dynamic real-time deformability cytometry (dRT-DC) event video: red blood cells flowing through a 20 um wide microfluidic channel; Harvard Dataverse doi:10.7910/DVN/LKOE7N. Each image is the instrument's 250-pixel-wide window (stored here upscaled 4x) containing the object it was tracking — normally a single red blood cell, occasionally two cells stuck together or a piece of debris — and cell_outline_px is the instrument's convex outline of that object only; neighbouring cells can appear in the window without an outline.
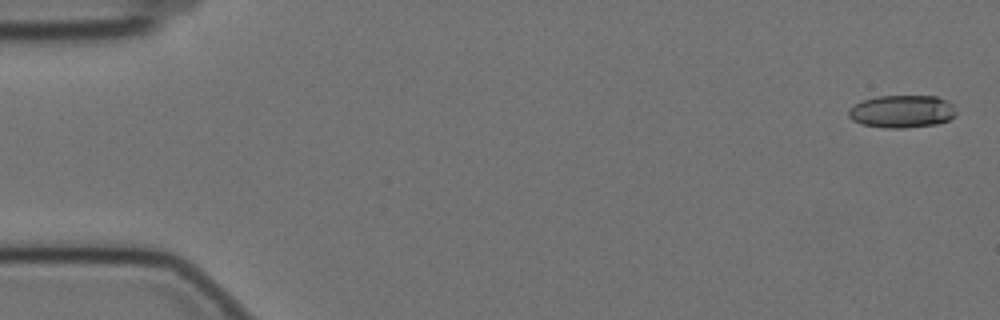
{"species": "Egyptian fruit bat (a non-hibernating species)", "species_latin": "Rousettus aegyptiacus", "temperature_condition": "cold", "stored_images_in_passage": 58, "camera_frame_rate_fps": 3000, "um_per_image_px": 0.085, "animal": {"sex": "female"}, "frame": {"image": 1, "passage_image": 2, "time_ms": 0.333, "image_size_px": [1000, 320], "cell_outline_px": [[956, 116], [948, 120], [936, 124], [904, 128], [884, 128], [860, 124], [852, 120], [848, 116], [848, 108], [864, 100], [876, 96], [936, 96], [948, 100], [952, 104], [956, 112]], "centroid_in_image_um": [76.66, 9.47], "position_along_channel_um": 8.3, "area_um2": 20.63}}
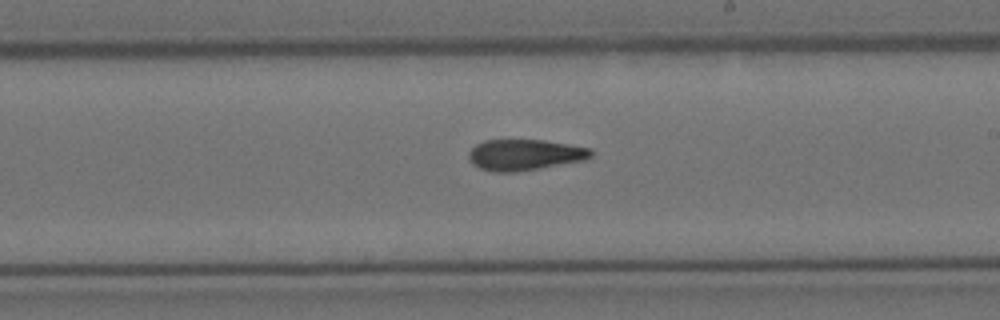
{"frame": {"image": 2, "passage_image": 34, "time_ms": 11.0, "image_size_px": [1000, 320], "cell_outline_px": [[592, 156], [584, 160], [540, 168], [516, 172], [492, 172], [480, 168], [472, 164], [468, 160], [468, 152], [476, 144], [484, 140], [544, 140], [592, 148]], "centroid_in_image_um": [44.57, 13.16], "position_along_channel_um": 244.4, "area_um2": 22.2}}
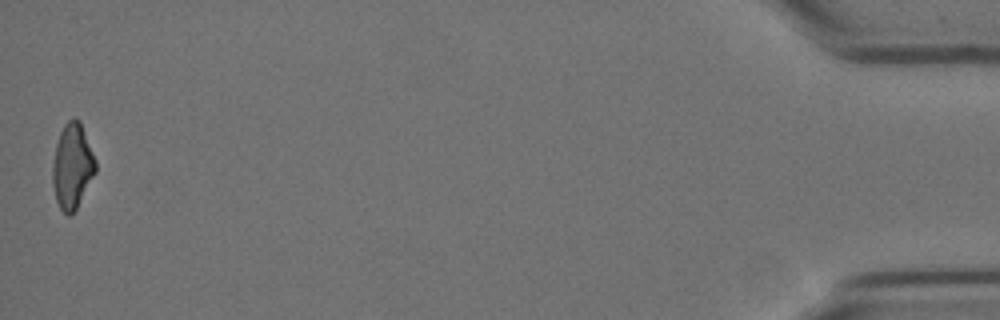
{"frame": {"image": 3, "passage_image": 58, "time_ms": 19.0, "image_size_px": [1000, 320], "cell_outline_px": [[96, 172], [76, 208], [68, 216], [60, 208], [56, 200], [52, 184], [52, 164], [56, 144], [60, 132], [64, 124], [72, 116], [76, 116], [80, 120], [96, 160]], "centroid_in_image_um": [6.14, 14.07], "position_along_channel_um": 429.1, "area_um2": 21.39}, "authors_computed_cell_mechanics": {"area_um2": 22.0796, "velocity_mm_per_s": 3.4961, "shape_relaxation_time_tau1_ms": 8.2924, "shape_relaxation_time_tau2_ms": 7.9907, "deformation_change_tau1": 0.2296, "deformation_change_tau2": 0.185}}